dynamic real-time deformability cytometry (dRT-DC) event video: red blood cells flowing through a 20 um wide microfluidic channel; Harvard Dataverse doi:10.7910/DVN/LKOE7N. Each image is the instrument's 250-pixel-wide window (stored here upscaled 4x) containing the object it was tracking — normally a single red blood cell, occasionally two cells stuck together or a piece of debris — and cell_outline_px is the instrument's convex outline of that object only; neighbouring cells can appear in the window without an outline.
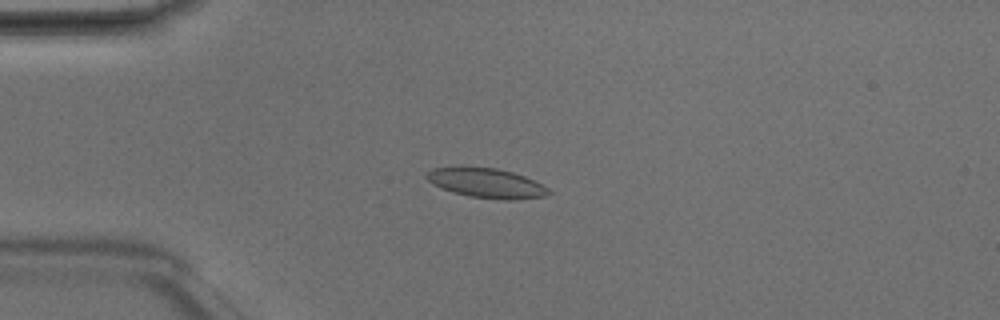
{"species": "Egyptian fruit bat (a non-hibernating species)", "species_latin": "Rousettus aegyptiacus", "temperature_condition": "room temperature", "stored_images_in_passage": 5, "camera_frame_rate_fps": 3000, "um_per_image_px": 0.085, "animal": {"sex": "male"}, "frame": {"image": 1, "passage_image": 3, "time_ms": 0.667, "image_size_px": [1000, 320], "cell_outline_px": [[552, 192], [544, 196], [516, 200], [500, 200], [468, 196], [452, 192], [440, 188], [432, 184], [424, 176], [432, 168], [460, 164], [464, 164], [496, 168], [512, 172], [524, 176], [548, 188]], "centroid_in_image_um": [41.26, 15.52], "position_along_channel_um": 43.7, "area_um2": 21.79}}
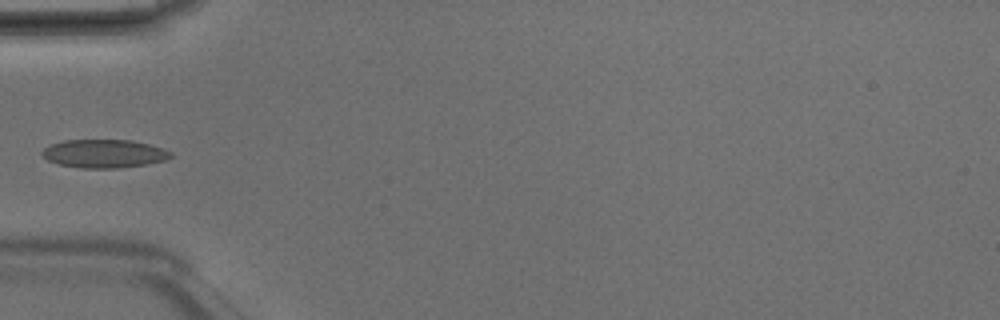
{"frame": {"image": 2, "passage_image": 4, "time_ms": 1.0, "image_size_px": [1000, 320], "cell_outline_px": [[172, 156], [168, 160], [148, 164], [116, 168], [80, 168], [60, 164], [48, 160], [40, 156], [40, 152], [44, 148], [52, 144], [64, 140], [132, 140], [164, 148], [172, 152]], "centroid_in_image_um": [8.86, 13.06], "position_along_channel_um": 76.1, "area_um2": 21.39}}